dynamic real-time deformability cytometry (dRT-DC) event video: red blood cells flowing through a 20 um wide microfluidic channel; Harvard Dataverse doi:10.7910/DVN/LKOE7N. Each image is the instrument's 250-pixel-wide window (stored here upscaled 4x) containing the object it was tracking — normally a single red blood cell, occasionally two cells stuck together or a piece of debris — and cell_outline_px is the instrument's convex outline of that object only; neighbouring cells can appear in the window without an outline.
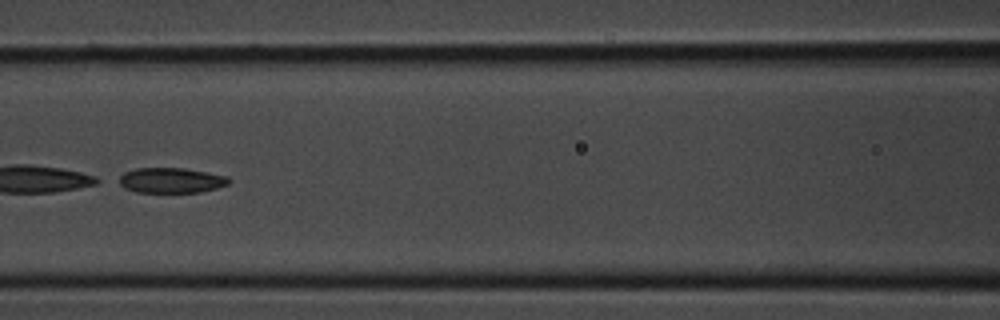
{"species": "common noctule bat (a hibernating species)", "species_latin": "Nyctalus noctula", "temperature_condition": "room temperature", "stored_images_in_passage": 36, "camera_frame_rate_fps": 3000, "um_per_image_px": 0.085, "animal": {"sex": "male", "body_mass_g": 20.1, "forearm_length_mm": 53.5}, "frame": {"image": 1, "passage_image": 16, "time_ms": 5.0, "image_size_px": [1000, 320], "cell_outline_px": [[232, 180], [228, 184], [216, 188], [200, 192], [136, 192], [124, 188], [112, 180], [124, 172], [136, 168], [184, 168], [228, 176]], "centroid_in_image_um": [14.47, 15.32], "position_along_channel_um": 152.1, "area_um2": 16.47}}